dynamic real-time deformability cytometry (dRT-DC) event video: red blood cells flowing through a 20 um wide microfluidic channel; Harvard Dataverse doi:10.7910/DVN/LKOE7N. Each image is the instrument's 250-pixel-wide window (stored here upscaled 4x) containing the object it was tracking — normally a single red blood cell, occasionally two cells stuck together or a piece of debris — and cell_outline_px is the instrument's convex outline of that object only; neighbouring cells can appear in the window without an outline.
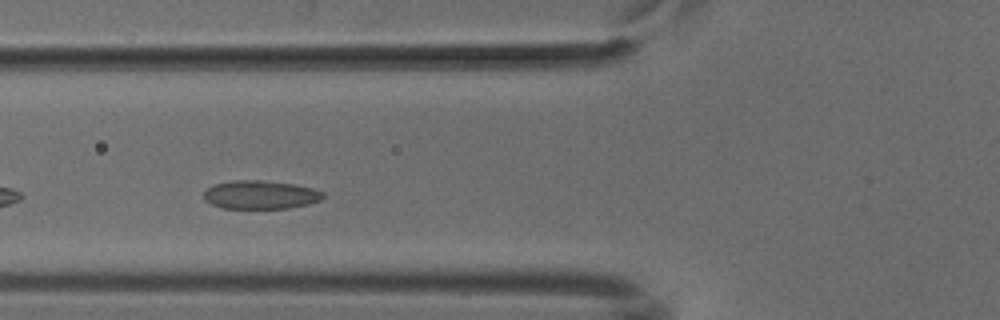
{"species": "common noctule bat (a hibernating species)", "species_latin": "Nyctalus noctula", "temperature_condition": "cold", "stored_images_in_passage": 29, "camera_frame_rate_fps": 3000, "um_per_image_px": 0.085, "animal": {"sex": "male", "body_mass_g": 18.8}, "frame": {"image": 1, "passage_image": 4, "time_ms": 1.0, "image_size_px": [1000, 320], "cell_outline_px": [[324, 196], [320, 200], [308, 204], [288, 208], [224, 208], [212, 204], [204, 200], [204, 192], [208, 188], [216, 184], [232, 180], [260, 180], [292, 184], [312, 188], [324, 192]], "centroid_in_image_um": [22.14, 16.55], "position_along_channel_um": 103.7, "area_um2": 19.59}}
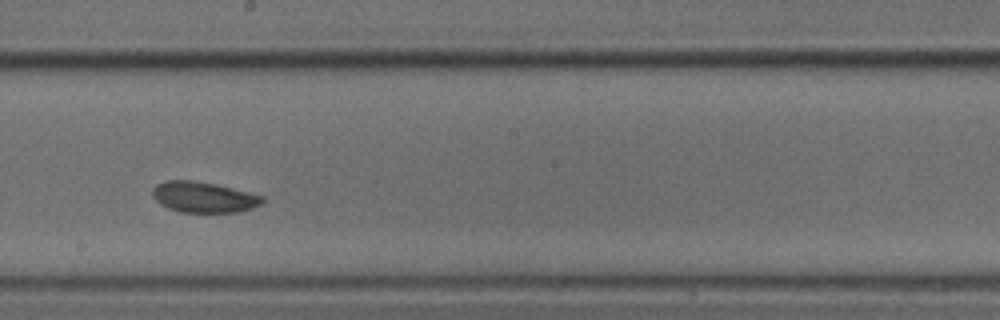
{"frame": {"image": 2, "passage_image": 14, "time_ms": 4.333, "image_size_px": [1000, 320], "cell_outline_px": [[264, 200], [260, 204], [252, 208], [236, 212], [180, 212], [168, 208], [160, 204], [152, 196], [152, 188], [156, 184], [164, 180], [192, 180], [216, 184], [264, 196]], "centroid_in_image_um": [17.27, 16.75], "position_along_channel_um": 230.9, "area_um2": 19.71}}
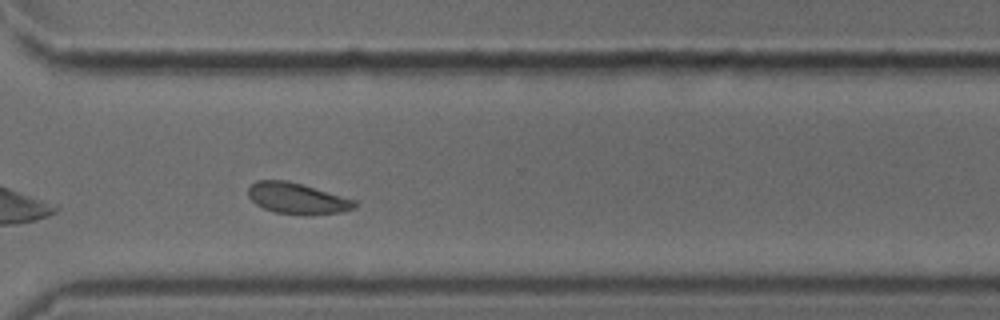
{"frame": {"image": 3, "passage_image": 23, "time_ms": 7.333, "image_size_px": [1000, 320], "cell_outline_px": [[356, 208], [340, 212], [312, 216], [300, 216], [276, 212], [264, 208], [256, 204], [248, 196], [248, 188], [256, 180], [288, 180], [304, 184], [356, 200]], "centroid_in_image_um": [25.28, 16.87], "position_along_channel_um": 345.3, "area_um2": 19.65}}